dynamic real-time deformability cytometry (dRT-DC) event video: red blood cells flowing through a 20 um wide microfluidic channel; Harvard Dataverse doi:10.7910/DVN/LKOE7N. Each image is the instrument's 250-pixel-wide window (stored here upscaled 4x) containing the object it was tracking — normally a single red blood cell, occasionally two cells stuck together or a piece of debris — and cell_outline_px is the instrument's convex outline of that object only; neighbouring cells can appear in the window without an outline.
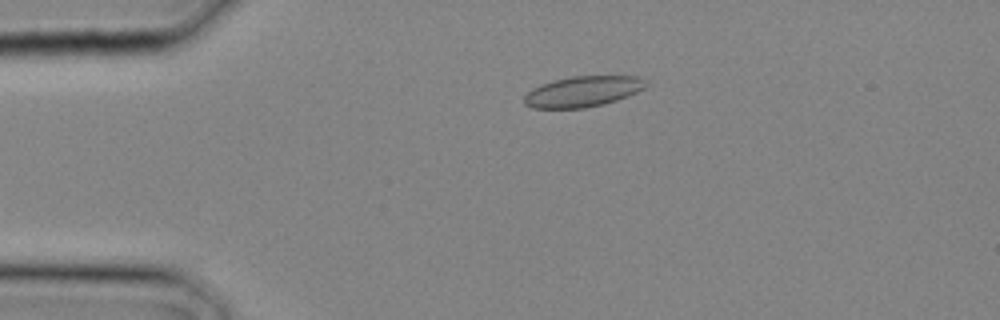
{"species": "common noctule bat (a hibernating species)", "species_latin": "Nyctalus noctula", "temperature_condition": "cold", "stored_images_in_passage": 3, "camera_frame_rate_fps": 3000, "um_per_image_px": 0.085, "animal": {"sex": "male", "body_mass_g": 20.4}, "frame": {"image": 1, "passage_image": 3, "time_ms": 0.667, "image_size_px": [1000, 320], "cell_outline_px": [[648, 84], [644, 88], [636, 92], [616, 100], [604, 104], [584, 108], [532, 108], [524, 104], [524, 96], [532, 88], [540, 84], [552, 80], [572, 76], [640, 76]], "centroid_in_image_um": [49.51, 7.77], "position_along_channel_um": 35.5, "area_um2": 21.79}}